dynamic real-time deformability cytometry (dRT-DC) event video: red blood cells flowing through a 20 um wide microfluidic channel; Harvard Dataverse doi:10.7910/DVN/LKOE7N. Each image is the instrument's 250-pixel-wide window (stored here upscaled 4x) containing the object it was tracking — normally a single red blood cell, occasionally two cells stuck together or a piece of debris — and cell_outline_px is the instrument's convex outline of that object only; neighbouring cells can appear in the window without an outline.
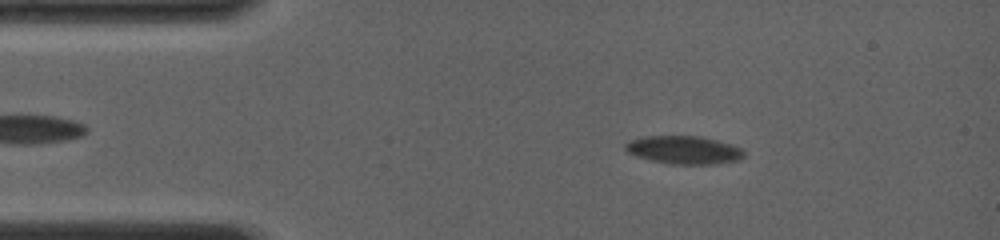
{"species": "common noctule bat (a hibernating species)", "species_latin": "Nyctalus noctula", "temperature_condition": "room temperature", "stored_images_in_passage": 9, "camera_frame_rate_fps": 4000, "um_per_image_px": 0.085, "animal": {"sex": "female", "body_mass_g": 19.0, "forearm_length_mm": 56.7}, "frame": {"image": 1, "passage_image": 4, "time_ms": 2.0, "image_size_px": [1000, 240], "cell_outline_px": [[744, 156], [740, 160], [716, 164], [668, 164], [636, 156], [628, 152], [624, 148], [624, 144], [628, 140], [640, 136], [700, 136], [732, 144], [740, 148], [744, 152]], "centroid_in_image_um": [58.11, 12.74], "position_along_channel_um": 26.9, "area_um2": 19.59}}
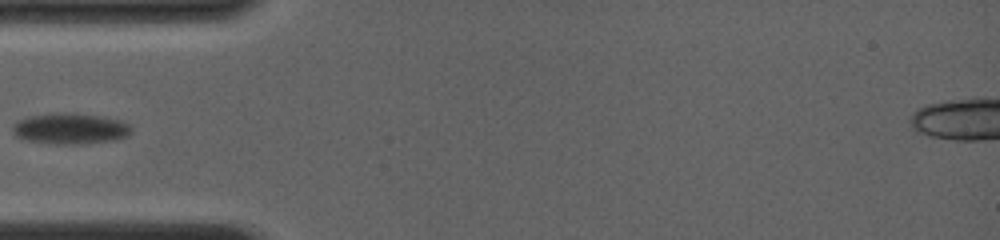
{"frame": {"image": 2, "passage_image": 8, "time_ms": 5.0, "image_size_px": [1000, 240], "cell_outline_px": [[132, 132], [128, 136], [116, 140], [80, 144], [56, 144], [20, 140], [12, 132], [12, 124], [16, 120], [28, 116], [56, 112], [76, 112], [100, 116], [120, 120], [128, 124], [132, 128]], "centroid_in_image_um": [5.93, 10.92], "position_along_channel_um": 79.1, "area_um2": 22.02}}